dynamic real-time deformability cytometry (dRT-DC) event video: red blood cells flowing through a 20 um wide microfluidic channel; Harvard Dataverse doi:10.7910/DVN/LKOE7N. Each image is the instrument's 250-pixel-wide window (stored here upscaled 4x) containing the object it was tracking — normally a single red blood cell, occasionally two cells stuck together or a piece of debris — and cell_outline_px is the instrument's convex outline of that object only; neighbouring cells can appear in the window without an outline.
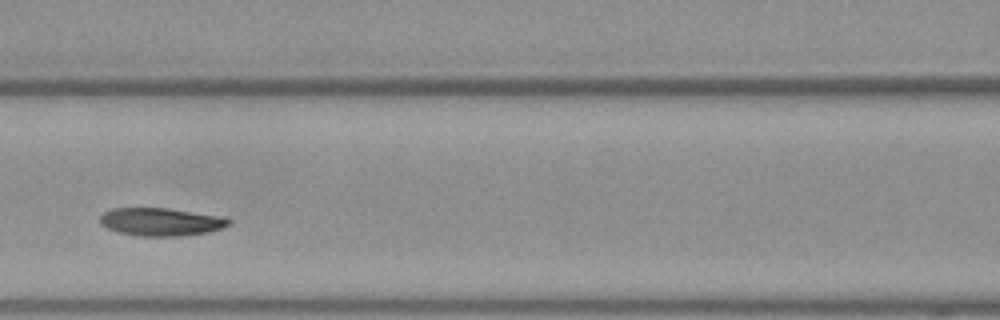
{"species": "Egyptian fruit bat (a non-hibernating species)", "species_latin": "Rousettus aegyptiacus", "temperature_condition": "warm", "stored_images_in_passage": 26, "camera_frame_rate_fps": 3000, "um_per_image_px": 0.085, "frame": {"image": 1, "passage_image": 8, "time_ms": 2.333, "image_size_px": [1000, 320], "cell_outline_px": [[232, 220], [228, 224], [220, 228], [208, 232], [180, 236], [136, 236], [120, 232], [108, 228], [100, 224], [100, 216], [104, 212], [112, 208], [168, 208], [224, 216]], "centroid_in_image_um": [13.68, 18.85], "position_along_channel_um": 152.9, "area_um2": 20.98}, "authors_computed_cell_mechanics": {"area_um2": 21.8195, "velocity_mm_per_s": 3.7521, "shape_relaxation_time_tau1_ms": 6.0916, "shape_relaxation_time_tau2_ms": 6.0856, "deformation_change_tau1": 0.1613, "deformation_change_tau2": 0.1321}}